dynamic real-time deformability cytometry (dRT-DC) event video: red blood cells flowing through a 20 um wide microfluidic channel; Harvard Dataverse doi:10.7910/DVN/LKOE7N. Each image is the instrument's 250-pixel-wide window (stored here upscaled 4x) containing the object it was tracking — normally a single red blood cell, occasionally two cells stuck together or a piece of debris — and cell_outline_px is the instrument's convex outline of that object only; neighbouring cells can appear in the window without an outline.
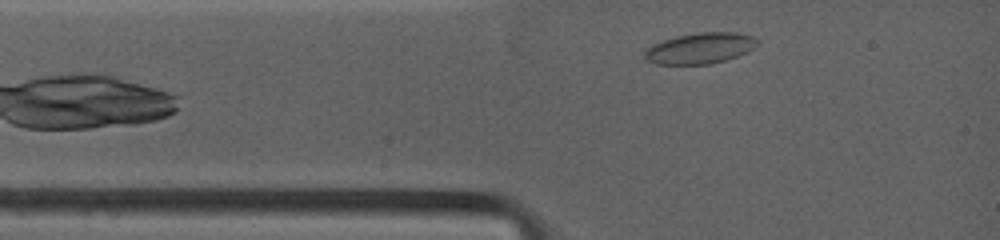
{"species": "common noctule bat (a hibernating species)", "species_latin": "Nyctalus noctula", "temperature_condition": "warm", "stored_images_in_passage": 30, "camera_frame_rate_fps": 4500, "um_per_image_px": 0.085, "animal": {"sex": "female", "body_mass_g": 19.0, "forearm_length_mm": 53.3}, "frame": {"image": 1, "passage_image": 3, "time_ms": 0.667, "image_size_px": [1000, 240], "cell_outline_px": [[760, 44], [748, 52], [712, 64], [656, 64], [644, 60], [644, 52], [652, 44], [676, 36], [700, 32], [736, 32], [752, 36], [760, 40]], "centroid_in_image_um": [59.53, 4.1], "position_along_channel_um": 25.5, "area_um2": 20.46}}
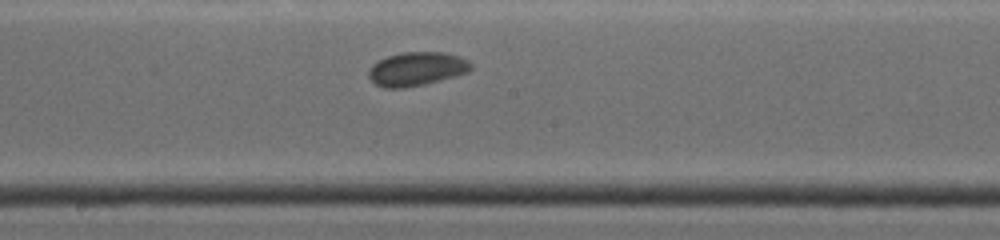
{"frame": {"image": 2, "passage_image": 17, "time_ms": 5.778, "image_size_px": [1000, 240], "cell_outline_px": [[472, 68], [468, 72], [456, 76], [424, 84], [404, 88], [384, 88], [376, 84], [368, 76], [368, 72], [372, 64], [388, 56], [404, 52], [444, 52], [460, 56], [468, 60], [472, 64]], "centroid_in_image_um": [35.44, 5.85], "position_along_channel_um": 212.8, "area_um2": 20.11}}
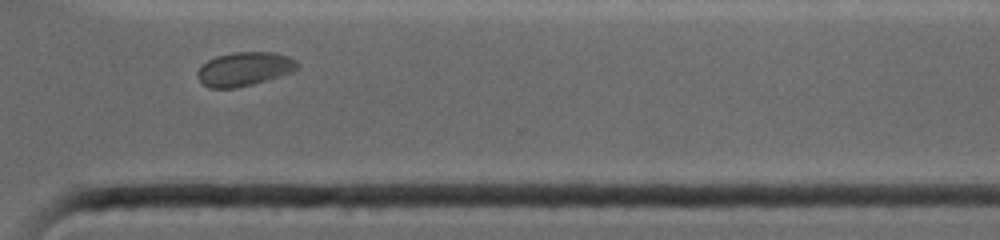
{"frame": {"image": 3, "passage_image": 26, "time_ms": 9.333, "image_size_px": [1000, 240], "cell_outline_px": [[300, 64], [292, 72], [268, 80], [236, 88], [208, 88], [196, 76], [196, 72], [208, 60], [216, 56], [232, 52], [272, 52], [288, 56], [296, 60]], "centroid_in_image_um": [20.77, 5.86], "position_along_channel_um": 349.8, "area_um2": 19.71}, "authors_computed_cell_mechanics": {"area_um2": 19.5364, "velocity_mm_per_s": 3.8508, "shape_relaxation_time_tau1_ms": 3.5114, "shape_relaxation_time_tau2_ms": null, "deformation_change_tau1": 0.0742, "deformation_change_tau2": null}}